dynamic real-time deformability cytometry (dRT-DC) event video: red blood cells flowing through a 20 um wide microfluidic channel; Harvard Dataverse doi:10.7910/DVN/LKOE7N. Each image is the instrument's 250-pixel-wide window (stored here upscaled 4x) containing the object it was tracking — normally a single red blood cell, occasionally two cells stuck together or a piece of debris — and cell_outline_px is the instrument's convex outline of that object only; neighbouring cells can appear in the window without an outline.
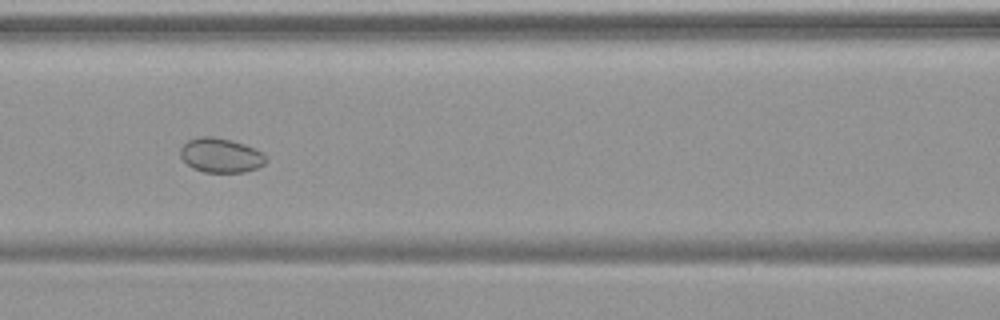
{"species": "common noctule bat (a hibernating species)", "species_latin": "Nyctalus noctula", "temperature_condition": "warm", "stored_images_in_passage": 42, "camera_frame_rate_fps": 3000, "um_per_image_px": 0.085, "animal": {"sex": "female", "body_mass_g": 19.9}, "frame": {"image": 1, "passage_image": 11, "time_ms": 3.333, "image_size_px": [1000, 320], "cell_outline_px": [[268, 160], [264, 164], [256, 168], [244, 172], [204, 172], [192, 168], [180, 156], [180, 148], [188, 140], [200, 136], [212, 136], [232, 140], [244, 144], [264, 152], [268, 156]], "centroid_in_image_um": [18.79, 13.2], "position_along_channel_um": 147.8, "area_um2": 17.34}}
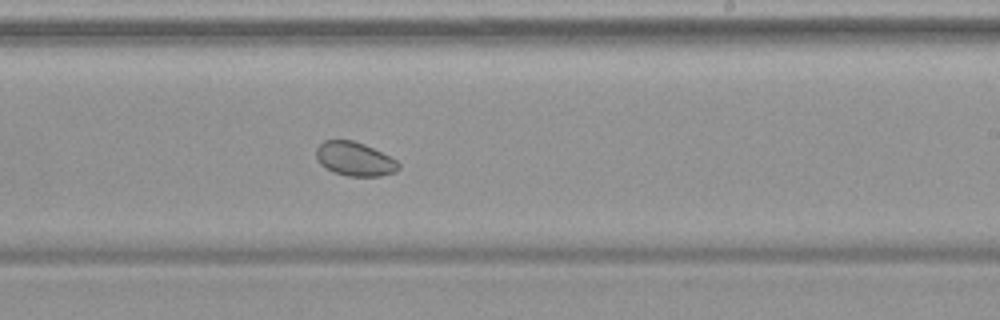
{"frame": {"image": 2, "passage_image": 20, "time_ms": 6.333, "image_size_px": [1000, 320], "cell_outline_px": [[400, 168], [396, 172], [380, 176], [348, 176], [324, 168], [320, 164], [316, 156], [316, 148], [324, 140], [352, 140], [364, 144], [396, 160], [400, 164]], "centroid_in_image_um": [30.14, 13.52], "position_along_channel_um": 258.9, "area_um2": 16.18}}
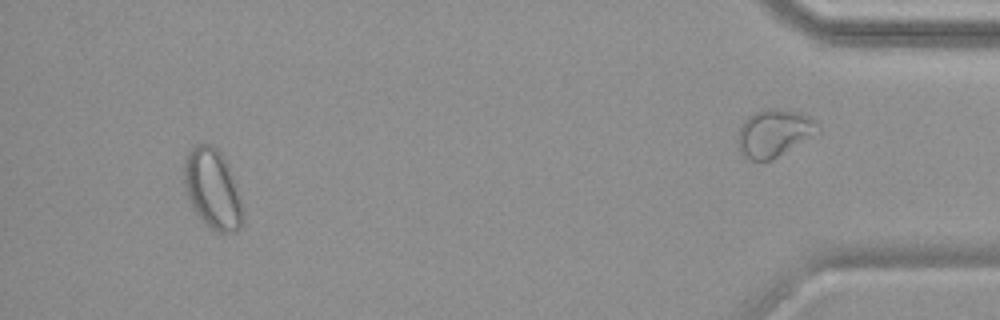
{"frame": {"image": 3, "passage_image": 38, "time_ms": 12.333, "image_size_px": [1000, 320], "cell_outline_px": [[244, 224], [236, 232], [216, 232], [192, 208], [184, 184], [184, 160], [188, 152], [196, 144], [208, 144], [216, 148], [220, 152], [228, 164], [236, 184], [240, 196], [244, 212]], "centroid_in_image_um": [18.1, 16.07], "position_along_channel_um": 417.1, "area_um2": 27.28}}